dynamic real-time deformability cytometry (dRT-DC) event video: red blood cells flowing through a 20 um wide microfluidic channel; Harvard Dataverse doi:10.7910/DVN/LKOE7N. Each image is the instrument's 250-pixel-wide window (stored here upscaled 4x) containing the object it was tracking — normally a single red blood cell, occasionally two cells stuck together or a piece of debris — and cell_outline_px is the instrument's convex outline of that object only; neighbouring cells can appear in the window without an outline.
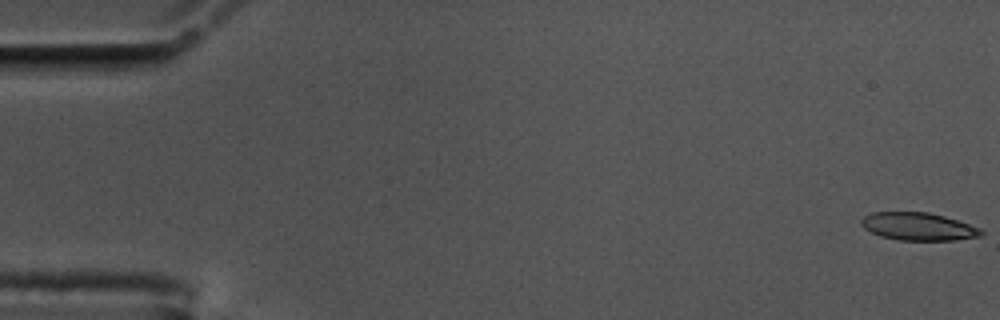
{"species": "common noctule bat (a hibernating species)", "species_latin": "Nyctalus noctula", "temperature_condition": "cold", "stored_images_in_passage": 57, "camera_frame_rate_fps": 3000, "um_per_image_px": 0.085, "animal": {"sex": "male", "body_mass_g": 17.5, "forearm_length_mm": 52.3}, "frame": {"image": 1, "passage_image": 1, "time_ms": 0.0, "image_size_px": [1000, 320], "cell_outline_px": [[984, 232], [980, 236], [956, 240], [900, 240], [880, 236], [864, 228], [860, 224], [860, 220], [864, 216], [872, 212], [928, 212], [944, 216], [980, 228]], "centroid_in_image_um": [78.03, 19.25], "position_along_channel_um": 7.0, "area_um2": 19.31}}
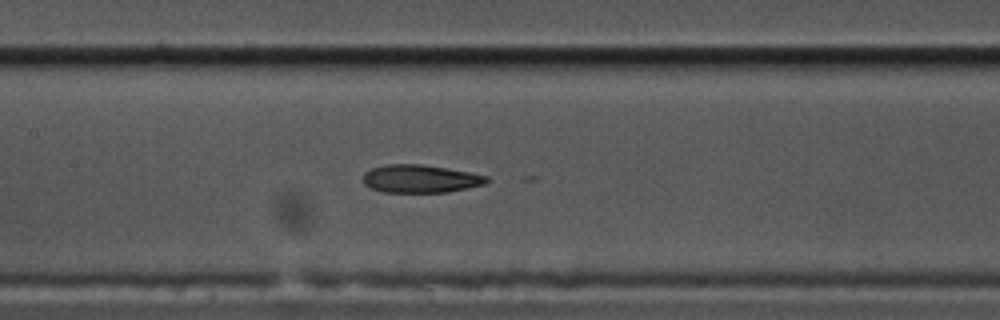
{"frame": {"image": 2, "passage_image": 27, "time_ms": 8.667, "image_size_px": [1000, 320], "cell_outline_px": [[492, 180], [484, 184], [448, 192], [384, 192], [368, 188], [364, 184], [364, 172], [372, 168], [384, 164], [420, 164], [468, 172], [488, 176]], "centroid_in_image_um": [35.71, 15.2], "position_along_channel_um": 171.7, "area_um2": 20.11}}
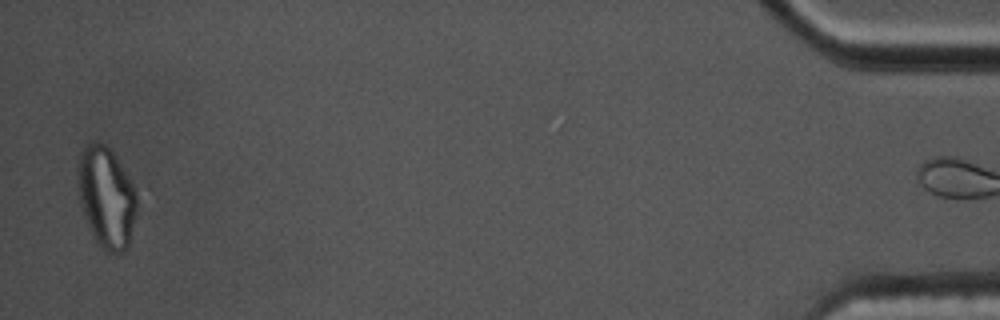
{"frame": {"image": 3, "passage_image": 56, "time_ms": 18.333, "image_size_px": [1000, 320], "cell_outline_px": [[136, 212], [128, 248], [124, 252], [116, 256], [104, 252], [96, 240], [88, 224], [80, 200], [80, 152], [84, 144], [96, 140], [104, 144], [116, 156], [132, 184], [136, 196]], "centroid_in_image_um": [9.07, 16.81], "position_along_channel_um": 426.1, "area_um2": 34.16}, "authors_computed_cell_mechanics": {"area_um2": 20.8658, "velocity_mm_per_s": 3.5565, "shape_relaxation_time_tau1_ms": null, "shape_relaxation_time_tau2_ms": 4.1551, "deformation_change_tau1": null, "deformation_change_tau2": 0.1192}}